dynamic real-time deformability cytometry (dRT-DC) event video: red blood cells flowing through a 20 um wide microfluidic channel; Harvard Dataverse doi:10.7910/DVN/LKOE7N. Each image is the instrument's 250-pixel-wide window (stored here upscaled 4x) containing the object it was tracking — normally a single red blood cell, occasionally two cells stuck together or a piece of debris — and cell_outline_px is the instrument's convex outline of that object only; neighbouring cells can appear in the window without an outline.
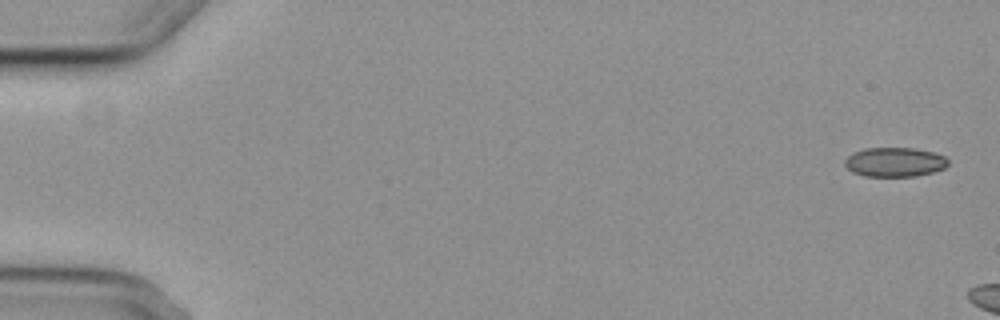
{"species": "common noctule bat (a hibernating species)", "species_latin": "Nyctalus noctula", "temperature_condition": "cold", "stored_images_in_passage": 3, "camera_frame_rate_fps": 3000, "um_per_image_px": 0.085, "animal": {"sex": "female", "body_mass_g": 29.2, "forearm_length_mm": 56.3}, "frame": {"image": 1, "passage_image": 1, "time_ms": 0.0, "image_size_px": [1000, 320], "cell_outline_px": [[948, 164], [944, 168], [932, 172], [916, 176], [864, 176], [852, 172], [844, 164], [844, 160], [852, 152], [864, 148], [916, 148], [932, 152], [944, 156], [948, 160]], "centroid_in_image_um": [76.02, 13.77], "position_along_channel_um": 9.0, "area_um2": 17.69}}